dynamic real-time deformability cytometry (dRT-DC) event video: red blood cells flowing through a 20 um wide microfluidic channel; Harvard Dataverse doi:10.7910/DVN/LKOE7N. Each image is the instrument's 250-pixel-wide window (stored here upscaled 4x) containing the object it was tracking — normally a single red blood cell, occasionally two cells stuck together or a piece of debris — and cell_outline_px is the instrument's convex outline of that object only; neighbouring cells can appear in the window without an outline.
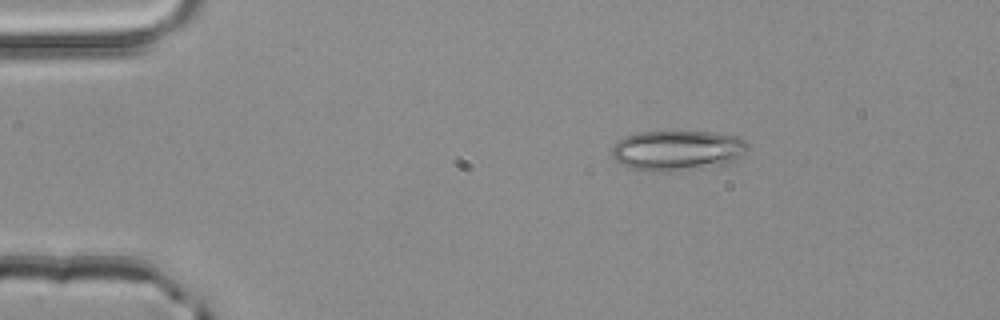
{"species": "common noctule bat (a hibernating species)", "species_latin": "Nyctalus noctula", "temperature_condition": "room temperature", "stored_images_in_passage": 44, "camera_frame_rate_fps": 3000, "um_per_image_px": 0.085, "animal": {"sex": "male", "body_mass_g": 20.4}, "frame": {"image": 1, "passage_image": 1, "time_ms": 0.0, "image_size_px": [1000, 320], "cell_outline_px": [[748, 148], [740, 156], [724, 164], [668, 172], [652, 172], [628, 168], [620, 164], [612, 156], [612, 148], [620, 140], [628, 136], [640, 132], [712, 132], [740, 136], [748, 144]], "centroid_in_image_um": [57.57, 12.79], "position_along_channel_um": 27.4, "area_um2": 31.67}}
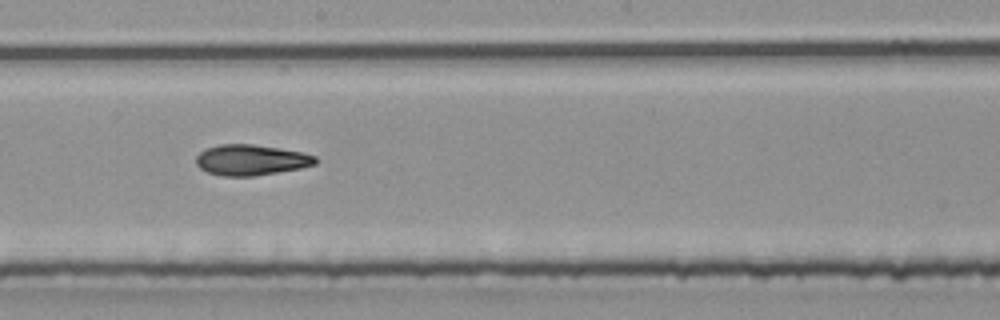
{"frame": {"image": 2, "passage_image": 21, "time_ms": 6.667, "image_size_px": [1000, 320], "cell_outline_px": [[316, 164], [300, 168], [252, 176], [224, 176], [208, 172], [200, 168], [196, 164], [196, 156], [204, 148], [220, 144], [252, 144], [280, 148], [304, 152], [316, 156]], "centroid_in_image_um": [21.32, 13.58], "position_along_channel_um": 226.9, "area_um2": 21.33}}
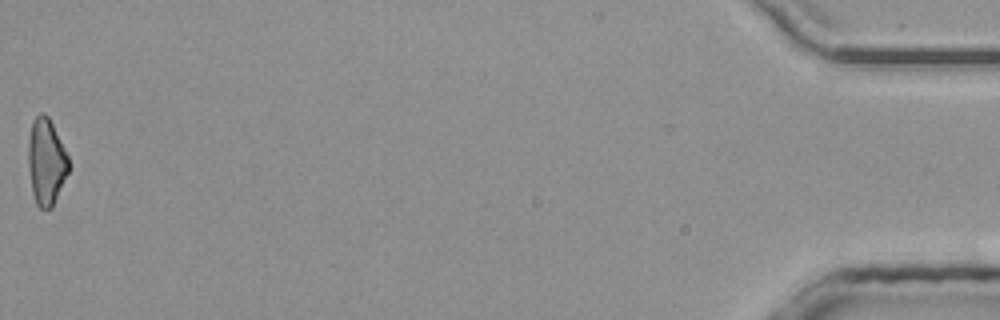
{"frame": {"image": 3, "passage_image": 44, "time_ms": 14.333, "image_size_px": [1000, 320], "cell_outline_px": [[68, 172], [52, 208], [40, 208], [36, 204], [32, 192], [28, 168], [28, 140], [32, 120], [40, 112], [44, 112], [48, 116], [68, 156]], "centroid_in_image_um": [3.9, 13.73], "position_along_channel_um": 431.3, "area_um2": 20.23}, "authors_computed_cell_mechanics": {"area_um2": 21.1837, "velocity_mm_per_s": 4.032, "shape_relaxation_time_tau1_ms": null, "shape_relaxation_time_tau2_ms": 7.2264, "deformation_change_tau1": null, "deformation_change_tau2": 0.1735}}